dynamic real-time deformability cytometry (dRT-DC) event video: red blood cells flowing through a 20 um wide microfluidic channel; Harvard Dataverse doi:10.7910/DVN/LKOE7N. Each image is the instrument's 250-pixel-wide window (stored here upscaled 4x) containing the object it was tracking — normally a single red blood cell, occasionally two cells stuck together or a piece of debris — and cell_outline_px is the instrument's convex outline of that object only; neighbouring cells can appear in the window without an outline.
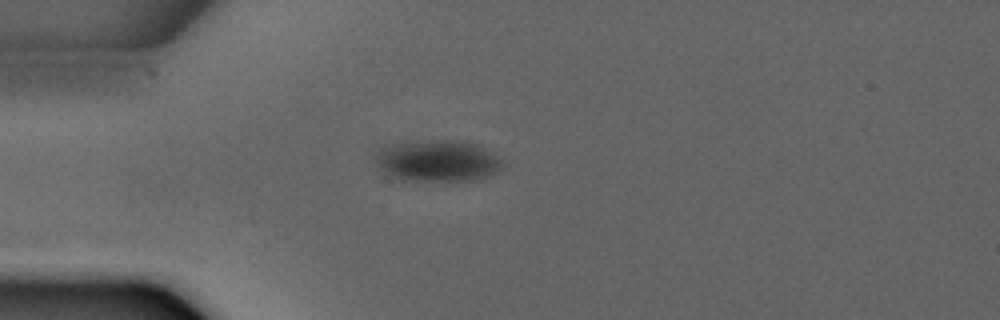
{"species": "common noctule bat (a hibernating species)", "species_latin": "Nyctalus noctula", "temperature_condition": "warm", "stored_images_in_passage": 2, "camera_frame_rate_fps": 3000, "um_per_image_px": 0.085, "animal": {"sex": "male", "forearm_length_mm": 52.5}, "frame": {"image": 1, "passage_image": 2, "time_ms": 2.0, "image_size_px": [1000, 320], "cell_outline_px": [[504, 168], [488, 176], [468, 180], [404, 180], [392, 176], [384, 172], [372, 160], [372, 156], [376, 148], [388, 144], [404, 140], [464, 140], [480, 144], [492, 152], [504, 164]], "centroid_in_image_um": [37.11, 13.61], "position_along_channel_um": 47.9, "area_um2": 31.62}}